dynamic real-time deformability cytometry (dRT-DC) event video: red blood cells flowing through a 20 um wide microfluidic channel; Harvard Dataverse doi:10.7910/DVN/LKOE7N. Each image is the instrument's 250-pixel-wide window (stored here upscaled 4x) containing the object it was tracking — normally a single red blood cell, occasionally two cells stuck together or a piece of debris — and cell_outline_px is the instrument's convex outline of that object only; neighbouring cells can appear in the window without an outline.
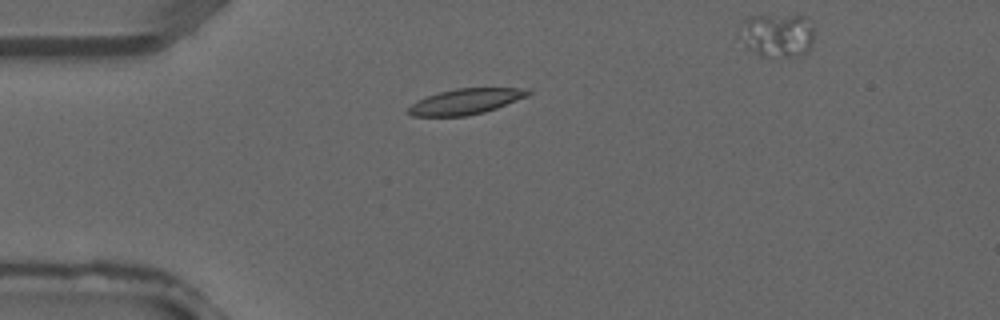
{"species": "common noctule bat (a hibernating species)", "species_latin": "Nyctalus noctula", "temperature_condition": "warm", "stored_images_in_passage": 6, "segment_of_instrument_passage": [1, 2], "camera_frame_rate_fps": 3000, "um_per_image_px": 0.085, "animal": {"sex": "male", "forearm_length_mm": 52.5}, "frame": {"image": 1, "passage_image": 4, "time_ms": 1.0, "image_size_px": [1000, 320], "cell_outline_px": [[532, 92], [528, 96], [496, 108], [484, 112], [468, 116], [412, 116], [404, 112], [412, 104], [428, 96], [440, 92], [456, 88], [516, 88]], "centroid_in_image_um": [39.54, 8.64], "position_along_channel_um": 45.5, "area_um2": 17.63}}
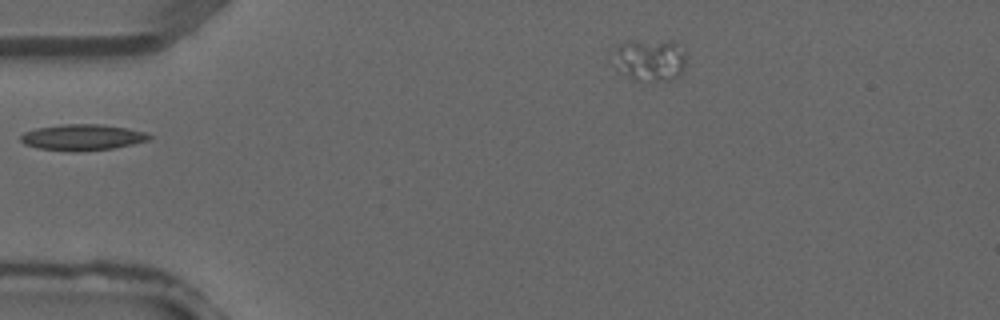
{"frame": {"image": 2, "passage_image": 5, "time_ms": 1.333, "image_size_px": [1000, 320], "cell_outline_px": [[152, 136], [148, 140], [132, 144], [112, 148], [80, 152], [68, 152], [40, 148], [24, 144], [20, 140], [20, 136], [24, 132], [36, 128], [64, 124], [100, 124], [128, 128], [144, 132]], "centroid_in_image_um": [6.98, 11.68], "position_along_channel_um": 78.0, "area_um2": 19.54}}